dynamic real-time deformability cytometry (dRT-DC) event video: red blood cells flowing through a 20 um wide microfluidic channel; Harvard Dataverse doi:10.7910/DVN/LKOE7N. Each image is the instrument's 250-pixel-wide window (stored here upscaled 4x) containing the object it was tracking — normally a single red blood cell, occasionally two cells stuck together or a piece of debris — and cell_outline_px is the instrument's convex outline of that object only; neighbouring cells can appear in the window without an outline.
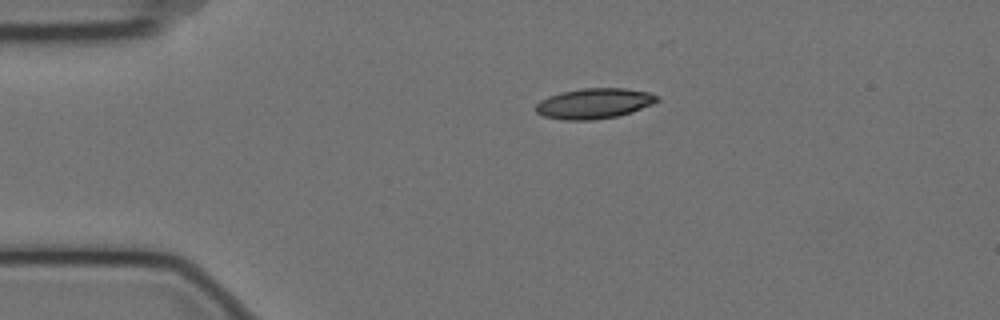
{"species": "Egyptian fruit bat (a non-hibernating species)", "species_latin": "Rousettus aegyptiacus", "temperature_condition": "cold", "stored_images_in_passage": 11, "camera_frame_rate_fps": 3000, "um_per_image_px": 0.085, "animal": {"sex": "female"}, "frame": {"image": 1, "passage_image": 1, "time_ms": 0.0, "image_size_px": [1000, 320], "cell_outline_px": [[660, 100], [652, 104], [632, 112], [616, 116], [592, 120], [560, 120], [544, 116], [536, 112], [536, 104], [540, 100], [548, 96], [560, 92], [584, 88], [624, 88], [648, 92], [660, 96]], "centroid_in_image_um": [50.5, 8.79], "position_along_channel_um": 34.5, "area_um2": 21.56}}
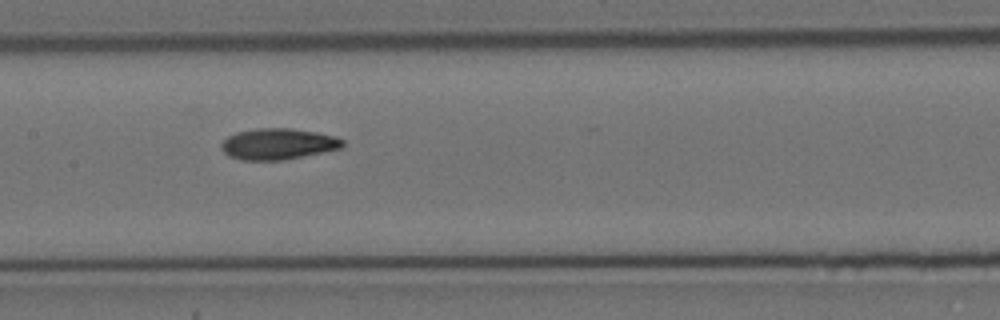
{"frame": {"image": 2, "passage_image": 5, "time_ms": 1.333, "image_size_px": [1000, 320], "cell_outline_px": [[344, 148], [280, 160], [240, 160], [228, 156], [220, 148], [220, 144], [228, 136], [236, 132], [256, 128], [292, 128], [316, 132], [336, 136], [344, 140]], "centroid_in_image_um": [23.63, 12.23], "position_along_channel_um": 183.8, "area_um2": 22.14}}
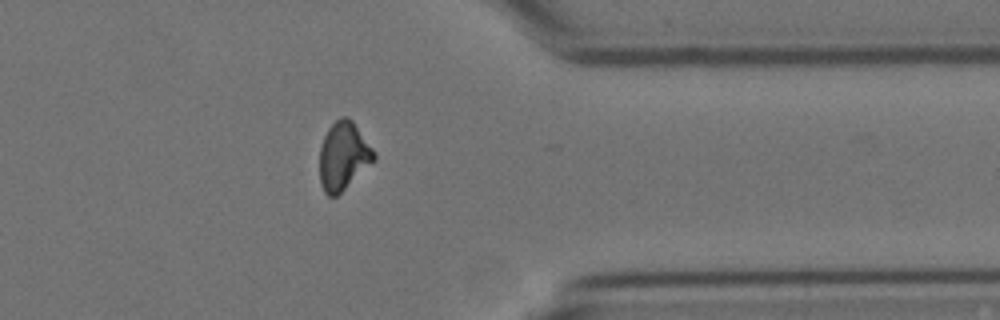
{"frame": {"image": 3, "passage_image": 10, "time_ms": 3.0, "image_size_px": [1000, 320], "cell_outline_px": [[376, 160], [336, 196], [328, 196], [324, 192], [320, 184], [320, 148], [324, 136], [328, 128], [340, 116], [348, 116], [352, 120], [376, 152]], "centroid_in_image_um": [29.2, 13.25], "position_along_channel_um": 382.2, "area_um2": 21.62}}